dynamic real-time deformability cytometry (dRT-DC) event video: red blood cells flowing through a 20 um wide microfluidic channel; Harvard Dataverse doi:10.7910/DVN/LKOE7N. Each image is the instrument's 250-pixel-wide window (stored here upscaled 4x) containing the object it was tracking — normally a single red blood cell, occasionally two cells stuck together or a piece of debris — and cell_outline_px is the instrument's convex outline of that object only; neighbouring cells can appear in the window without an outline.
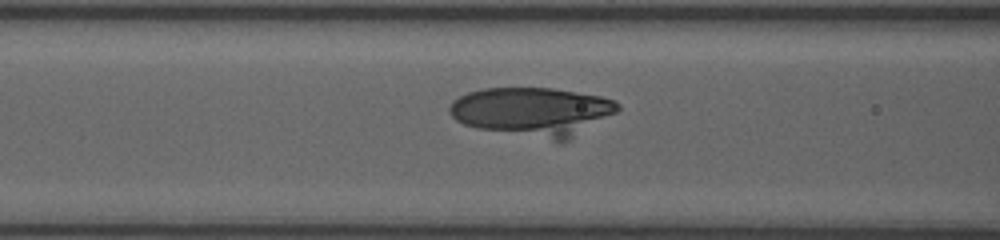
{"species": "human", "species_latin": "Homo sapiens", "temperature_condition": "room temperature", "stored_images_in_passage": 52, "camera_frame_rate_fps": 3000, "um_per_image_px": 0.085, "donor": {"sex": "female"}, "frame": {"image": 1, "passage_image": 20, "time_ms": 6.333, "image_size_px": [1000, 240], "cell_outline_px": [[620, 108], [616, 112], [568, 140], [556, 140], [476, 128], [464, 124], [456, 120], [448, 112], [448, 108], [452, 100], [468, 92], [484, 88], [552, 88], [600, 96], [612, 100], [620, 104]], "centroid_in_image_um": [45.23, 9.46], "position_along_channel_um": 121.4, "area_um2": 47.11}}
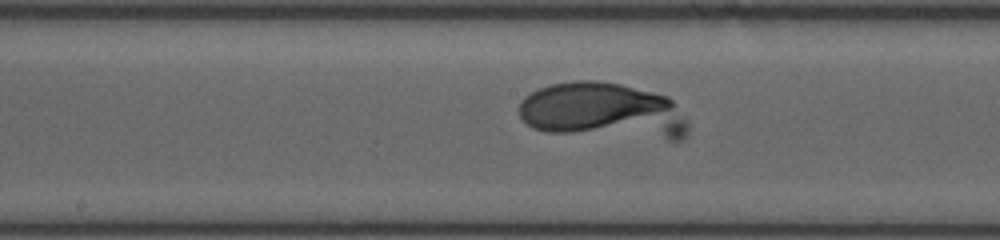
{"frame": {"image": 2, "passage_image": 26, "time_ms": 8.333, "image_size_px": [1000, 240], "cell_outline_px": [[688, 132], [680, 140], [668, 140], [548, 132], [532, 128], [520, 116], [520, 100], [524, 96], [540, 88], [552, 84], [572, 80], [596, 80], [620, 84], [668, 96], [672, 100], [688, 124]], "centroid_in_image_um": [51.25, 9.44], "position_along_channel_um": 196.9, "area_um2": 55.66}}